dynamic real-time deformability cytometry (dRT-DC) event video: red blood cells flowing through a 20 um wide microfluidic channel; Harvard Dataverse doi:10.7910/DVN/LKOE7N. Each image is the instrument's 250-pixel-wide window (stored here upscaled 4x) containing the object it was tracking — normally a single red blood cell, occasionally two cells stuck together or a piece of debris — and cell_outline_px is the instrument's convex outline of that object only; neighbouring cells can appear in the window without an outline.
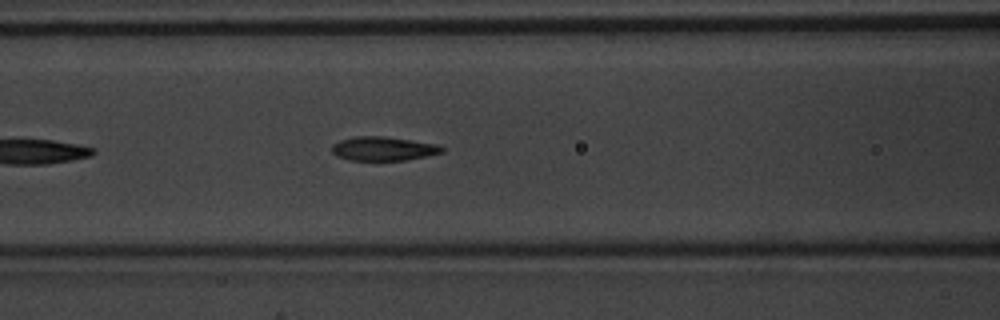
{"species": "common noctule bat (a hibernating species)", "species_latin": "Nyctalus noctula", "temperature_condition": "warm", "stored_images_in_passage": 11, "camera_frame_rate_fps": 3000, "um_per_image_px": 0.085, "animal": {"sex": "male", "body_mass_g": 20.1, "forearm_length_mm": 53.5}, "frame": {"image": 1, "passage_image": 8, "time_ms": 2.333, "image_size_px": [1000, 320], "cell_outline_px": [[444, 152], [428, 156], [408, 160], [348, 160], [336, 156], [332, 152], [332, 144], [340, 140], [356, 136], [380, 136], [436, 144], [444, 148]], "centroid_in_image_um": [32.56, 12.65], "position_along_channel_um": 134.0, "area_um2": 15.32}}